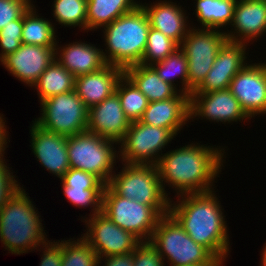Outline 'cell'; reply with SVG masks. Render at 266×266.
<instances>
[{
  "instance_id": "6da1fadb",
  "label": "cell",
  "mask_w": 266,
  "mask_h": 266,
  "mask_svg": "<svg viewBox=\"0 0 266 266\" xmlns=\"http://www.w3.org/2000/svg\"><path fill=\"white\" fill-rule=\"evenodd\" d=\"M196 144L168 151L160 157L156 166L165 193V183L175 188L177 195L213 190L214 178L223 166L225 150Z\"/></svg>"
},
{
  "instance_id": "7a4b0ae2",
  "label": "cell",
  "mask_w": 266,
  "mask_h": 266,
  "mask_svg": "<svg viewBox=\"0 0 266 266\" xmlns=\"http://www.w3.org/2000/svg\"><path fill=\"white\" fill-rule=\"evenodd\" d=\"M213 192L182 194V199L178 195L177 203L170 202L169 213L195 243L203 245L223 262L230 243L225 216Z\"/></svg>"
},
{
  "instance_id": "3957f363",
  "label": "cell",
  "mask_w": 266,
  "mask_h": 266,
  "mask_svg": "<svg viewBox=\"0 0 266 266\" xmlns=\"http://www.w3.org/2000/svg\"><path fill=\"white\" fill-rule=\"evenodd\" d=\"M25 192L19 188L0 209V241L15 255L37 250L47 241L41 216Z\"/></svg>"
},
{
  "instance_id": "277c9868",
  "label": "cell",
  "mask_w": 266,
  "mask_h": 266,
  "mask_svg": "<svg viewBox=\"0 0 266 266\" xmlns=\"http://www.w3.org/2000/svg\"><path fill=\"white\" fill-rule=\"evenodd\" d=\"M103 28L107 48L106 53L102 50V55L107 64L125 69L141 63L150 29L147 13L141 5Z\"/></svg>"
},
{
  "instance_id": "5b68a950",
  "label": "cell",
  "mask_w": 266,
  "mask_h": 266,
  "mask_svg": "<svg viewBox=\"0 0 266 266\" xmlns=\"http://www.w3.org/2000/svg\"><path fill=\"white\" fill-rule=\"evenodd\" d=\"M150 242L170 266L223 263L203 245L195 243L170 213L159 219Z\"/></svg>"
},
{
  "instance_id": "8992f818",
  "label": "cell",
  "mask_w": 266,
  "mask_h": 266,
  "mask_svg": "<svg viewBox=\"0 0 266 266\" xmlns=\"http://www.w3.org/2000/svg\"><path fill=\"white\" fill-rule=\"evenodd\" d=\"M170 207H150L117 195L108 185L102 193V212L109 219L136 236L140 241H150L159 219L169 214Z\"/></svg>"
},
{
  "instance_id": "52a82bcc",
  "label": "cell",
  "mask_w": 266,
  "mask_h": 266,
  "mask_svg": "<svg viewBox=\"0 0 266 266\" xmlns=\"http://www.w3.org/2000/svg\"><path fill=\"white\" fill-rule=\"evenodd\" d=\"M116 141L85 131L67 137V149L70 168L81 169L96 176L104 185H108L112 175L117 151ZM117 154V155H116Z\"/></svg>"
},
{
  "instance_id": "ba28073f",
  "label": "cell",
  "mask_w": 266,
  "mask_h": 266,
  "mask_svg": "<svg viewBox=\"0 0 266 266\" xmlns=\"http://www.w3.org/2000/svg\"><path fill=\"white\" fill-rule=\"evenodd\" d=\"M119 174H113L108 186L119 196L150 207H170L156 165L124 163Z\"/></svg>"
},
{
  "instance_id": "9c48e42d",
  "label": "cell",
  "mask_w": 266,
  "mask_h": 266,
  "mask_svg": "<svg viewBox=\"0 0 266 266\" xmlns=\"http://www.w3.org/2000/svg\"><path fill=\"white\" fill-rule=\"evenodd\" d=\"M40 104L42 116L34 122L41 128L66 137L87 131L88 108L75 90L51 96Z\"/></svg>"
},
{
  "instance_id": "30bf717a",
  "label": "cell",
  "mask_w": 266,
  "mask_h": 266,
  "mask_svg": "<svg viewBox=\"0 0 266 266\" xmlns=\"http://www.w3.org/2000/svg\"><path fill=\"white\" fill-rule=\"evenodd\" d=\"M194 28L188 31L179 45L187 58L189 96L205 80L218 51L227 41L225 31Z\"/></svg>"
},
{
  "instance_id": "8fae6325",
  "label": "cell",
  "mask_w": 266,
  "mask_h": 266,
  "mask_svg": "<svg viewBox=\"0 0 266 266\" xmlns=\"http://www.w3.org/2000/svg\"><path fill=\"white\" fill-rule=\"evenodd\" d=\"M174 137L169 129L133 121L119 142V157L127 164L157 165L162 149Z\"/></svg>"
},
{
  "instance_id": "7c38bea8",
  "label": "cell",
  "mask_w": 266,
  "mask_h": 266,
  "mask_svg": "<svg viewBox=\"0 0 266 266\" xmlns=\"http://www.w3.org/2000/svg\"><path fill=\"white\" fill-rule=\"evenodd\" d=\"M90 218L84 221L88 228L82 237L99 258L130 253L141 242L136 236L114 224L102 211Z\"/></svg>"
},
{
  "instance_id": "4fadbf2b",
  "label": "cell",
  "mask_w": 266,
  "mask_h": 266,
  "mask_svg": "<svg viewBox=\"0 0 266 266\" xmlns=\"http://www.w3.org/2000/svg\"><path fill=\"white\" fill-rule=\"evenodd\" d=\"M229 89L250 118L266 114V63L246 64Z\"/></svg>"
},
{
  "instance_id": "5bb4252c",
  "label": "cell",
  "mask_w": 266,
  "mask_h": 266,
  "mask_svg": "<svg viewBox=\"0 0 266 266\" xmlns=\"http://www.w3.org/2000/svg\"><path fill=\"white\" fill-rule=\"evenodd\" d=\"M189 113L190 120L194 117H204L206 120L220 123L251 119L229 88L210 93H191Z\"/></svg>"
},
{
  "instance_id": "9a60e30c",
  "label": "cell",
  "mask_w": 266,
  "mask_h": 266,
  "mask_svg": "<svg viewBox=\"0 0 266 266\" xmlns=\"http://www.w3.org/2000/svg\"><path fill=\"white\" fill-rule=\"evenodd\" d=\"M55 47L21 44L14 53L4 57L1 63L18 80L32 87L55 60Z\"/></svg>"
},
{
  "instance_id": "2e32d148",
  "label": "cell",
  "mask_w": 266,
  "mask_h": 266,
  "mask_svg": "<svg viewBox=\"0 0 266 266\" xmlns=\"http://www.w3.org/2000/svg\"><path fill=\"white\" fill-rule=\"evenodd\" d=\"M246 43L226 41L202 84L192 93H210L228 89L235 75L247 64Z\"/></svg>"
},
{
  "instance_id": "e0dca14e",
  "label": "cell",
  "mask_w": 266,
  "mask_h": 266,
  "mask_svg": "<svg viewBox=\"0 0 266 266\" xmlns=\"http://www.w3.org/2000/svg\"><path fill=\"white\" fill-rule=\"evenodd\" d=\"M30 129L32 151L43 167L58 178L69 169L67 137L47 131L34 121Z\"/></svg>"
},
{
  "instance_id": "ac0fdd59",
  "label": "cell",
  "mask_w": 266,
  "mask_h": 266,
  "mask_svg": "<svg viewBox=\"0 0 266 266\" xmlns=\"http://www.w3.org/2000/svg\"><path fill=\"white\" fill-rule=\"evenodd\" d=\"M130 124L116 93L88 109L87 131L118 144L124 138Z\"/></svg>"
},
{
  "instance_id": "d6986e66",
  "label": "cell",
  "mask_w": 266,
  "mask_h": 266,
  "mask_svg": "<svg viewBox=\"0 0 266 266\" xmlns=\"http://www.w3.org/2000/svg\"><path fill=\"white\" fill-rule=\"evenodd\" d=\"M190 96L180 91L172 98L149 102L140 122L169 129L175 136L190 120Z\"/></svg>"
},
{
  "instance_id": "ffe728a7",
  "label": "cell",
  "mask_w": 266,
  "mask_h": 266,
  "mask_svg": "<svg viewBox=\"0 0 266 266\" xmlns=\"http://www.w3.org/2000/svg\"><path fill=\"white\" fill-rule=\"evenodd\" d=\"M231 25L235 31L225 32L227 41L247 43L261 38L266 33V1L237 0Z\"/></svg>"
},
{
  "instance_id": "44dd1931",
  "label": "cell",
  "mask_w": 266,
  "mask_h": 266,
  "mask_svg": "<svg viewBox=\"0 0 266 266\" xmlns=\"http://www.w3.org/2000/svg\"><path fill=\"white\" fill-rule=\"evenodd\" d=\"M124 69L106 64L100 70L75 77L77 95L88 109L115 93Z\"/></svg>"
},
{
  "instance_id": "7402d4cb",
  "label": "cell",
  "mask_w": 266,
  "mask_h": 266,
  "mask_svg": "<svg viewBox=\"0 0 266 266\" xmlns=\"http://www.w3.org/2000/svg\"><path fill=\"white\" fill-rule=\"evenodd\" d=\"M153 4L147 6L140 3L147 13L150 27L159 30L180 45L191 29V26L187 25L188 16L185 17L186 13L183 12L182 6L167 0Z\"/></svg>"
},
{
  "instance_id": "603a6c76",
  "label": "cell",
  "mask_w": 266,
  "mask_h": 266,
  "mask_svg": "<svg viewBox=\"0 0 266 266\" xmlns=\"http://www.w3.org/2000/svg\"><path fill=\"white\" fill-rule=\"evenodd\" d=\"M55 56V60L75 77L98 71L107 64L102 49L84 42L69 43L63 48L56 46Z\"/></svg>"
},
{
  "instance_id": "cb8c5ba5",
  "label": "cell",
  "mask_w": 266,
  "mask_h": 266,
  "mask_svg": "<svg viewBox=\"0 0 266 266\" xmlns=\"http://www.w3.org/2000/svg\"><path fill=\"white\" fill-rule=\"evenodd\" d=\"M124 75L147 97L149 102L174 97L180 90L163 81L151 65L136 64L124 69Z\"/></svg>"
},
{
  "instance_id": "d4e9b609",
  "label": "cell",
  "mask_w": 266,
  "mask_h": 266,
  "mask_svg": "<svg viewBox=\"0 0 266 266\" xmlns=\"http://www.w3.org/2000/svg\"><path fill=\"white\" fill-rule=\"evenodd\" d=\"M138 5L134 0H87V30L105 27Z\"/></svg>"
},
{
  "instance_id": "484cf974",
  "label": "cell",
  "mask_w": 266,
  "mask_h": 266,
  "mask_svg": "<svg viewBox=\"0 0 266 266\" xmlns=\"http://www.w3.org/2000/svg\"><path fill=\"white\" fill-rule=\"evenodd\" d=\"M195 14L202 28L221 30L231 26L237 0H195Z\"/></svg>"
},
{
  "instance_id": "4316f807",
  "label": "cell",
  "mask_w": 266,
  "mask_h": 266,
  "mask_svg": "<svg viewBox=\"0 0 266 266\" xmlns=\"http://www.w3.org/2000/svg\"><path fill=\"white\" fill-rule=\"evenodd\" d=\"M37 88L40 101L75 88V76L54 60L33 85Z\"/></svg>"
},
{
  "instance_id": "83f0119b",
  "label": "cell",
  "mask_w": 266,
  "mask_h": 266,
  "mask_svg": "<svg viewBox=\"0 0 266 266\" xmlns=\"http://www.w3.org/2000/svg\"><path fill=\"white\" fill-rule=\"evenodd\" d=\"M38 17L33 4L23 14L22 44L58 46L54 25L49 20Z\"/></svg>"
},
{
  "instance_id": "f1b7e54d",
  "label": "cell",
  "mask_w": 266,
  "mask_h": 266,
  "mask_svg": "<svg viewBox=\"0 0 266 266\" xmlns=\"http://www.w3.org/2000/svg\"><path fill=\"white\" fill-rule=\"evenodd\" d=\"M115 93L130 122L139 121L148 107L147 97L125 75L119 80Z\"/></svg>"
},
{
  "instance_id": "f546056e",
  "label": "cell",
  "mask_w": 266,
  "mask_h": 266,
  "mask_svg": "<svg viewBox=\"0 0 266 266\" xmlns=\"http://www.w3.org/2000/svg\"><path fill=\"white\" fill-rule=\"evenodd\" d=\"M159 75V77L170 83L171 85L176 84L174 82V76L177 78L180 77L182 88L180 89L181 93L188 95V64L187 58L184 55L183 51L178 48L171 55H169L164 60H161L157 63L151 65ZM173 79V80H172Z\"/></svg>"
},
{
  "instance_id": "4dcf8cb0",
  "label": "cell",
  "mask_w": 266,
  "mask_h": 266,
  "mask_svg": "<svg viewBox=\"0 0 266 266\" xmlns=\"http://www.w3.org/2000/svg\"><path fill=\"white\" fill-rule=\"evenodd\" d=\"M52 6L59 24L87 30V0H54Z\"/></svg>"
},
{
  "instance_id": "1f68e13d",
  "label": "cell",
  "mask_w": 266,
  "mask_h": 266,
  "mask_svg": "<svg viewBox=\"0 0 266 266\" xmlns=\"http://www.w3.org/2000/svg\"><path fill=\"white\" fill-rule=\"evenodd\" d=\"M61 242L63 243L62 266H98L99 257L96 251L83 237L77 241L69 239Z\"/></svg>"
},
{
  "instance_id": "d6a6232c",
  "label": "cell",
  "mask_w": 266,
  "mask_h": 266,
  "mask_svg": "<svg viewBox=\"0 0 266 266\" xmlns=\"http://www.w3.org/2000/svg\"><path fill=\"white\" fill-rule=\"evenodd\" d=\"M179 45L164 33L154 28L149 29L147 45L140 64L152 65L171 55Z\"/></svg>"
},
{
  "instance_id": "836d02e7",
  "label": "cell",
  "mask_w": 266,
  "mask_h": 266,
  "mask_svg": "<svg viewBox=\"0 0 266 266\" xmlns=\"http://www.w3.org/2000/svg\"><path fill=\"white\" fill-rule=\"evenodd\" d=\"M63 193L74 206L79 208L91 206L92 214L102 211V193L104 188H71L62 187Z\"/></svg>"
},
{
  "instance_id": "e575fe53",
  "label": "cell",
  "mask_w": 266,
  "mask_h": 266,
  "mask_svg": "<svg viewBox=\"0 0 266 266\" xmlns=\"http://www.w3.org/2000/svg\"><path fill=\"white\" fill-rule=\"evenodd\" d=\"M23 15L5 25L0 30V61L7 55L14 53L22 44Z\"/></svg>"
},
{
  "instance_id": "d590c367",
  "label": "cell",
  "mask_w": 266,
  "mask_h": 266,
  "mask_svg": "<svg viewBox=\"0 0 266 266\" xmlns=\"http://www.w3.org/2000/svg\"><path fill=\"white\" fill-rule=\"evenodd\" d=\"M62 187L104 188V184L93 174L81 169L70 168L61 178Z\"/></svg>"
},
{
  "instance_id": "8d00e7d4",
  "label": "cell",
  "mask_w": 266,
  "mask_h": 266,
  "mask_svg": "<svg viewBox=\"0 0 266 266\" xmlns=\"http://www.w3.org/2000/svg\"><path fill=\"white\" fill-rule=\"evenodd\" d=\"M163 258L150 241H141L133 251V266H164Z\"/></svg>"
},
{
  "instance_id": "74e56055",
  "label": "cell",
  "mask_w": 266,
  "mask_h": 266,
  "mask_svg": "<svg viewBox=\"0 0 266 266\" xmlns=\"http://www.w3.org/2000/svg\"><path fill=\"white\" fill-rule=\"evenodd\" d=\"M31 5V0H0V30L20 18Z\"/></svg>"
},
{
  "instance_id": "f35d334b",
  "label": "cell",
  "mask_w": 266,
  "mask_h": 266,
  "mask_svg": "<svg viewBox=\"0 0 266 266\" xmlns=\"http://www.w3.org/2000/svg\"><path fill=\"white\" fill-rule=\"evenodd\" d=\"M12 174V175H11ZM20 184L15 180V176L6 166L5 158L0 159V209L7 203V200L19 190Z\"/></svg>"
},
{
  "instance_id": "ab89813d",
  "label": "cell",
  "mask_w": 266,
  "mask_h": 266,
  "mask_svg": "<svg viewBox=\"0 0 266 266\" xmlns=\"http://www.w3.org/2000/svg\"><path fill=\"white\" fill-rule=\"evenodd\" d=\"M43 246V255L40 266H62L63 243L58 241H47Z\"/></svg>"
},
{
  "instance_id": "60d3db41",
  "label": "cell",
  "mask_w": 266,
  "mask_h": 266,
  "mask_svg": "<svg viewBox=\"0 0 266 266\" xmlns=\"http://www.w3.org/2000/svg\"><path fill=\"white\" fill-rule=\"evenodd\" d=\"M101 259L103 261L106 259L103 266H133V251L127 254L99 258L98 266L102 262Z\"/></svg>"
},
{
  "instance_id": "b9f144b4",
  "label": "cell",
  "mask_w": 266,
  "mask_h": 266,
  "mask_svg": "<svg viewBox=\"0 0 266 266\" xmlns=\"http://www.w3.org/2000/svg\"><path fill=\"white\" fill-rule=\"evenodd\" d=\"M4 118H3V114L1 116L0 114V159L4 157V150L6 149V144L7 139H8V135H7V131H6V126H5V122H4ZM7 136V137H6Z\"/></svg>"
},
{
  "instance_id": "7bdbcfd3",
  "label": "cell",
  "mask_w": 266,
  "mask_h": 266,
  "mask_svg": "<svg viewBox=\"0 0 266 266\" xmlns=\"http://www.w3.org/2000/svg\"><path fill=\"white\" fill-rule=\"evenodd\" d=\"M261 255H262L261 257L262 266H266V243L265 246L263 247V252Z\"/></svg>"
},
{
  "instance_id": "ee69618b",
  "label": "cell",
  "mask_w": 266,
  "mask_h": 266,
  "mask_svg": "<svg viewBox=\"0 0 266 266\" xmlns=\"http://www.w3.org/2000/svg\"><path fill=\"white\" fill-rule=\"evenodd\" d=\"M191 266H223V263H205V264H196Z\"/></svg>"
}]
</instances>
